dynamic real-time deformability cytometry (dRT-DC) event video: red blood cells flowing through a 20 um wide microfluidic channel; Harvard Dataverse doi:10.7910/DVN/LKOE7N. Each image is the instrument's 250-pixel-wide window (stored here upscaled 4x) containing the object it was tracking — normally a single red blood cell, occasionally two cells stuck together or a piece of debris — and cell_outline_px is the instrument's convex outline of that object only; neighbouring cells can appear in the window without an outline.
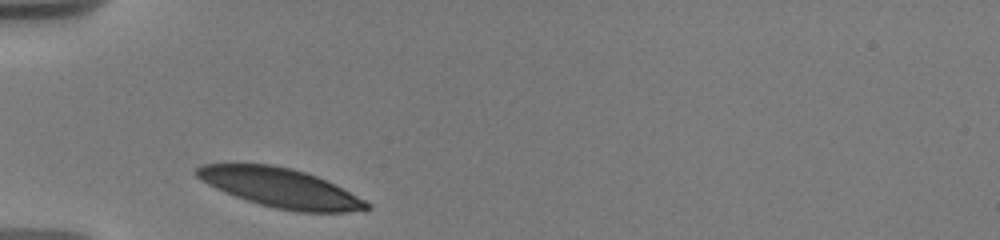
{"species": "human", "species_latin": "Homo sapiens", "temperature_condition": "warm", "stored_images_in_passage": 4, "camera_frame_rate_fps": 3000, "um_per_image_px": 0.085, "donor": {"sex": "male"}, "frame": {"image": 1, "passage_image": 1, "time_ms": 0.0, "image_size_px": [1000, 240], "cell_outline_px": [[372, 208], [348, 212], [296, 212], [276, 208], [260, 204], [224, 192], [208, 184], [196, 176], [196, 168], [204, 164], [272, 164], [292, 168], [316, 176], [372, 204]], "centroid_in_image_um": [23.83, 15.97], "position_along_channel_um": 61.2, "area_um2": 38.21}}
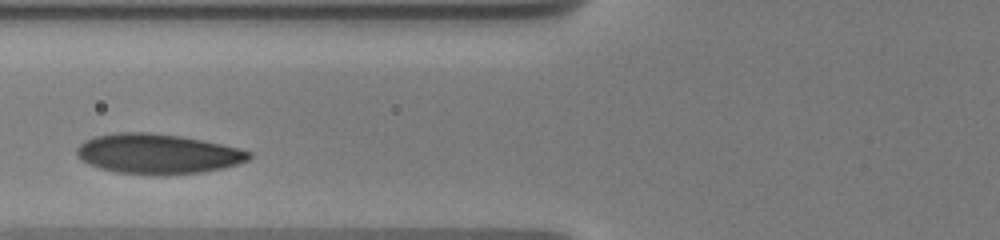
{"frame": {"image": 2, "passage_image": 3, "time_ms": 1.667, "image_size_px": [1000, 240], "cell_outline_px": [[252, 156], [248, 160], [224, 168], [204, 172], [116, 172], [100, 168], [88, 164], [80, 160], [76, 152], [76, 148], [84, 140], [96, 136], [120, 132], [148, 132], [180, 136], [204, 140], [240, 148], [252, 152]], "centroid_in_image_um": [13.41, 13.03], "position_along_channel_um": 112.4, "area_um2": 39.25}}